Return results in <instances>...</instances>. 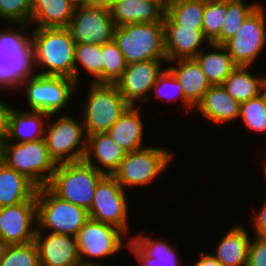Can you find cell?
<instances>
[{
    "mask_svg": "<svg viewBox=\"0 0 266 266\" xmlns=\"http://www.w3.org/2000/svg\"><path fill=\"white\" fill-rule=\"evenodd\" d=\"M171 157L167 150L157 147L127 152L112 176L123 188L148 185L170 164Z\"/></svg>",
    "mask_w": 266,
    "mask_h": 266,
    "instance_id": "8",
    "label": "cell"
},
{
    "mask_svg": "<svg viewBox=\"0 0 266 266\" xmlns=\"http://www.w3.org/2000/svg\"><path fill=\"white\" fill-rule=\"evenodd\" d=\"M133 254L137 256L142 266H178V256L175 248L166 241L142 236L134 237L129 243Z\"/></svg>",
    "mask_w": 266,
    "mask_h": 266,
    "instance_id": "21",
    "label": "cell"
},
{
    "mask_svg": "<svg viewBox=\"0 0 266 266\" xmlns=\"http://www.w3.org/2000/svg\"><path fill=\"white\" fill-rule=\"evenodd\" d=\"M36 204L39 227L50 228L53 233L76 237L89 219L88 211L62 200L47 186L37 189Z\"/></svg>",
    "mask_w": 266,
    "mask_h": 266,
    "instance_id": "6",
    "label": "cell"
},
{
    "mask_svg": "<svg viewBox=\"0 0 266 266\" xmlns=\"http://www.w3.org/2000/svg\"><path fill=\"white\" fill-rule=\"evenodd\" d=\"M12 108L0 101V143H3L8 134L9 115Z\"/></svg>",
    "mask_w": 266,
    "mask_h": 266,
    "instance_id": "41",
    "label": "cell"
},
{
    "mask_svg": "<svg viewBox=\"0 0 266 266\" xmlns=\"http://www.w3.org/2000/svg\"><path fill=\"white\" fill-rule=\"evenodd\" d=\"M215 52L203 53L200 51L195 60L207 77L211 85H222L225 79L238 66L223 45L209 43Z\"/></svg>",
    "mask_w": 266,
    "mask_h": 266,
    "instance_id": "29",
    "label": "cell"
},
{
    "mask_svg": "<svg viewBox=\"0 0 266 266\" xmlns=\"http://www.w3.org/2000/svg\"><path fill=\"white\" fill-rule=\"evenodd\" d=\"M166 61L194 59L202 42L207 41L203 28H188L174 24L166 15L163 19Z\"/></svg>",
    "mask_w": 266,
    "mask_h": 266,
    "instance_id": "18",
    "label": "cell"
},
{
    "mask_svg": "<svg viewBox=\"0 0 266 266\" xmlns=\"http://www.w3.org/2000/svg\"><path fill=\"white\" fill-rule=\"evenodd\" d=\"M40 266H76L81 262L76 237L50 233L42 237L41 228L36 230L34 240Z\"/></svg>",
    "mask_w": 266,
    "mask_h": 266,
    "instance_id": "17",
    "label": "cell"
},
{
    "mask_svg": "<svg viewBox=\"0 0 266 266\" xmlns=\"http://www.w3.org/2000/svg\"><path fill=\"white\" fill-rule=\"evenodd\" d=\"M8 247V244L6 242H4L1 238H0V261L3 258L5 251Z\"/></svg>",
    "mask_w": 266,
    "mask_h": 266,
    "instance_id": "45",
    "label": "cell"
},
{
    "mask_svg": "<svg viewBox=\"0 0 266 266\" xmlns=\"http://www.w3.org/2000/svg\"><path fill=\"white\" fill-rule=\"evenodd\" d=\"M243 226H234L221 239L217 246L216 255L213 257L222 266H247L248 249L250 244Z\"/></svg>",
    "mask_w": 266,
    "mask_h": 266,
    "instance_id": "27",
    "label": "cell"
},
{
    "mask_svg": "<svg viewBox=\"0 0 266 266\" xmlns=\"http://www.w3.org/2000/svg\"><path fill=\"white\" fill-rule=\"evenodd\" d=\"M20 112L12 108L9 115L8 134L5 141L19 140L17 143L31 142L44 138L43 118H50L52 114L43 111Z\"/></svg>",
    "mask_w": 266,
    "mask_h": 266,
    "instance_id": "23",
    "label": "cell"
},
{
    "mask_svg": "<svg viewBox=\"0 0 266 266\" xmlns=\"http://www.w3.org/2000/svg\"><path fill=\"white\" fill-rule=\"evenodd\" d=\"M37 222L36 194L28 201L0 208V238L8 245L26 244L35 240Z\"/></svg>",
    "mask_w": 266,
    "mask_h": 266,
    "instance_id": "15",
    "label": "cell"
},
{
    "mask_svg": "<svg viewBox=\"0 0 266 266\" xmlns=\"http://www.w3.org/2000/svg\"><path fill=\"white\" fill-rule=\"evenodd\" d=\"M23 85H26V98L32 111L54 115L68 103L76 82L68 77L35 73L23 80Z\"/></svg>",
    "mask_w": 266,
    "mask_h": 266,
    "instance_id": "9",
    "label": "cell"
},
{
    "mask_svg": "<svg viewBox=\"0 0 266 266\" xmlns=\"http://www.w3.org/2000/svg\"><path fill=\"white\" fill-rule=\"evenodd\" d=\"M262 6L245 19L223 46L238 66H251L266 45V20Z\"/></svg>",
    "mask_w": 266,
    "mask_h": 266,
    "instance_id": "13",
    "label": "cell"
},
{
    "mask_svg": "<svg viewBox=\"0 0 266 266\" xmlns=\"http://www.w3.org/2000/svg\"><path fill=\"white\" fill-rule=\"evenodd\" d=\"M103 83H116L126 69L124 56L114 39L102 45Z\"/></svg>",
    "mask_w": 266,
    "mask_h": 266,
    "instance_id": "35",
    "label": "cell"
},
{
    "mask_svg": "<svg viewBox=\"0 0 266 266\" xmlns=\"http://www.w3.org/2000/svg\"><path fill=\"white\" fill-rule=\"evenodd\" d=\"M91 153L94 154L98 160L97 162L104 167L102 169L103 174L113 175L119 168L127 152L107 132H99L87 136L85 156H90Z\"/></svg>",
    "mask_w": 266,
    "mask_h": 266,
    "instance_id": "28",
    "label": "cell"
},
{
    "mask_svg": "<svg viewBox=\"0 0 266 266\" xmlns=\"http://www.w3.org/2000/svg\"><path fill=\"white\" fill-rule=\"evenodd\" d=\"M240 117L251 130L266 131V86L261 94L241 103Z\"/></svg>",
    "mask_w": 266,
    "mask_h": 266,
    "instance_id": "34",
    "label": "cell"
},
{
    "mask_svg": "<svg viewBox=\"0 0 266 266\" xmlns=\"http://www.w3.org/2000/svg\"><path fill=\"white\" fill-rule=\"evenodd\" d=\"M75 6L69 0H32L30 24L37 28L68 27Z\"/></svg>",
    "mask_w": 266,
    "mask_h": 266,
    "instance_id": "26",
    "label": "cell"
},
{
    "mask_svg": "<svg viewBox=\"0 0 266 266\" xmlns=\"http://www.w3.org/2000/svg\"><path fill=\"white\" fill-rule=\"evenodd\" d=\"M30 41L33 46V65L44 64L49 69L38 74L75 80L76 43L67 27L36 28Z\"/></svg>",
    "mask_w": 266,
    "mask_h": 266,
    "instance_id": "2",
    "label": "cell"
},
{
    "mask_svg": "<svg viewBox=\"0 0 266 266\" xmlns=\"http://www.w3.org/2000/svg\"><path fill=\"white\" fill-rule=\"evenodd\" d=\"M76 266H101L99 264H82L80 263L79 265H76Z\"/></svg>",
    "mask_w": 266,
    "mask_h": 266,
    "instance_id": "48",
    "label": "cell"
},
{
    "mask_svg": "<svg viewBox=\"0 0 266 266\" xmlns=\"http://www.w3.org/2000/svg\"><path fill=\"white\" fill-rule=\"evenodd\" d=\"M247 266H266V238L256 236L250 241Z\"/></svg>",
    "mask_w": 266,
    "mask_h": 266,
    "instance_id": "40",
    "label": "cell"
},
{
    "mask_svg": "<svg viewBox=\"0 0 266 266\" xmlns=\"http://www.w3.org/2000/svg\"><path fill=\"white\" fill-rule=\"evenodd\" d=\"M196 107L205 118L220 124L239 118L241 103L235 100L222 85H212Z\"/></svg>",
    "mask_w": 266,
    "mask_h": 266,
    "instance_id": "20",
    "label": "cell"
},
{
    "mask_svg": "<svg viewBox=\"0 0 266 266\" xmlns=\"http://www.w3.org/2000/svg\"><path fill=\"white\" fill-rule=\"evenodd\" d=\"M0 266H40L35 242L8 245Z\"/></svg>",
    "mask_w": 266,
    "mask_h": 266,
    "instance_id": "37",
    "label": "cell"
},
{
    "mask_svg": "<svg viewBox=\"0 0 266 266\" xmlns=\"http://www.w3.org/2000/svg\"><path fill=\"white\" fill-rule=\"evenodd\" d=\"M226 14V0H204L203 33L210 43L219 36Z\"/></svg>",
    "mask_w": 266,
    "mask_h": 266,
    "instance_id": "36",
    "label": "cell"
},
{
    "mask_svg": "<svg viewBox=\"0 0 266 266\" xmlns=\"http://www.w3.org/2000/svg\"><path fill=\"white\" fill-rule=\"evenodd\" d=\"M67 28L75 43L103 45L113 40L115 24L109 8L89 3L74 8Z\"/></svg>",
    "mask_w": 266,
    "mask_h": 266,
    "instance_id": "10",
    "label": "cell"
},
{
    "mask_svg": "<svg viewBox=\"0 0 266 266\" xmlns=\"http://www.w3.org/2000/svg\"><path fill=\"white\" fill-rule=\"evenodd\" d=\"M75 7L92 3V0H69Z\"/></svg>",
    "mask_w": 266,
    "mask_h": 266,
    "instance_id": "46",
    "label": "cell"
},
{
    "mask_svg": "<svg viewBox=\"0 0 266 266\" xmlns=\"http://www.w3.org/2000/svg\"><path fill=\"white\" fill-rule=\"evenodd\" d=\"M256 236L266 238V203L254 219Z\"/></svg>",
    "mask_w": 266,
    "mask_h": 266,
    "instance_id": "42",
    "label": "cell"
},
{
    "mask_svg": "<svg viewBox=\"0 0 266 266\" xmlns=\"http://www.w3.org/2000/svg\"><path fill=\"white\" fill-rule=\"evenodd\" d=\"M75 82L78 81L76 64L80 62L82 68L93 75L92 82L103 83L102 45L76 43L75 45Z\"/></svg>",
    "mask_w": 266,
    "mask_h": 266,
    "instance_id": "33",
    "label": "cell"
},
{
    "mask_svg": "<svg viewBox=\"0 0 266 266\" xmlns=\"http://www.w3.org/2000/svg\"><path fill=\"white\" fill-rule=\"evenodd\" d=\"M2 147L3 163L8 167L25 175L38 188L49 184L58 164L50 156L44 138L24 143L4 141Z\"/></svg>",
    "mask_w": 266,
    "mask_h": 266,
    "instance_id": "4",
    "label": "cell"
},
{
    "mask_svg": "<svg viewBox=\"0 0 266 266\" xmlns=\"http://www.w3.org/2000/svg\"><path fill=\"white\" fill-rule=\"evenodd\" d=\"M258 6V4H248L247 6L243 0H226V14L220 36L213 43L223 45L231 39L240 25Z\"/></svg>",
    "mask_w": 266,
    "mask_h": 266,
    "instance_id": "32",
    "label": "cell"
},
{
    "mask_svg": "<svg viewBox=\"0 0 266 266\" xmlns=\"http://www.w3.org/2000/svg\"><path fill=\"white\" fill-rule=\"evenodd\" d=\"M115 26L163 22L165 0H119L110 8Z\"/></svg>",
    "mask_w": 266,
    "mask_h": 266,
    "instance_id": "19",
    "label": "cell"
},
{
    "mask_svg": "<svg viewBox=\"0 0 266 266\" xmlns=\"http://www.w3.org/2000/svg\"><path fill=\"white\" fill-rule=\"evenodd\" d=\"M37 189L38 187L25 175L5 163L0 165V208L30 200Z\"/></svg>",
    "mask_w": 266,
    "mask_h": 266,
    "instance_id": "22",
    "label": "cell"
},
{
    "mask_svg": "<svg viewBox=\"0 0 266 266\" xmlns=\"http://www.w3.org/2000/svg\"><path fill=\"white\" fill-rule=\"evenodd\" d=\"M119 0H92V3L98 4L105 8H111Z\"/></svg>",
    "mask_w": 266,
    "mask_h": 266,
    "instance_id": "44",
    "label": "cell"
},
{
    "mask_svg": "<svg viewBox=\"0 0 266 266\" xmlns=\"http://www.w3.org/2000/svg\"><path fill=\"white\" fill-rule=\"evenodd\" d=\"M32 0H0V18L20 23L22 31L30 24Z\"/></svg>",
    "mask_w": 266,
    "mask_h": 266,
    "instance_id": "38",
    "label": "cell"
},
{
    "mask_svg": "<svg viewBox=\"0 0 266 266\" xmlns=\"http://www.w3.org/2000/svg\"><path fill=\"white\" fill-rule=\"evenodd\" d=\"M165 15L176 25L203 28L204 0H169Z\"/></svg>",
    "mask_w": 266,
    "mask_h": 266,
    "instance_id": "31",
    "label": "cell"
},
{
    "mask_svg": "<svg viewBox=\"0 0 266 266\" xmlns=\"http://www.w3.org/2000/svg\"><path fill=\"white\" fill-rule=\"evenodd\" d=\"M104 176L91 156H85L81 161L58 164L47 187L62 200L89 211L95 188Z\"/></svg>",
    "mask_w": 266,
    "mask_h": 266,
    "instance_id": "1",
    "label": "cell"
},
{
    "mask_svg": "<svg viewBox=\"0 0 266 266\" xmlns=\"http://www.w3.org/2000/svg\"><path fill=\"white\" fill-rule=\"evenodd\" d=\"M33 46L30 36L18 31L0 32V87H20L32 76Z\"/></svg>",
    "mask_w": 266,
    "mask_h": 266,
    "instance_id": "7",
    "label": "cell"
},
{
    "mask_svg": "<svg viewBox=\"0 0 266 266\" xmlns=\"http://www.w3.org/2000/svg\"><path fill=\"white\" fill-rule=\"evenodd\" d=\"M113 39L127 65L152 59L166 60L163 22L115 26Z\"/></svg>",
    "mask_w": 266,
    "mask_h": 266,
    "instance_id": "3",
    "label": "cell"
},
{
    "mask_svg": "<svg viewBox=\"0 0 266 266\" xmlns=\"http://www.w3.org/2000/svg\"><path fill=\"white\" fill-rule=\"evenodd\" d=\"M3 163V147L2 143H0V165Z\"/></svg>",
    "mask_w": 266,
    "mask_h": 266,
    "instance_id": "47",
    "label": "cell"
},
{
    "mask_svg": "<svg viewBox=\"0 0 266 266\" xmlns=\"http://www.w3.org/2000/svg\"><path fill=\"white\" fill-rule=\"evenodd\" d=\"M250 66H237L222 86L238 102L252 99L264 91L266 77L256 78L248 72Z\"/></svg>",
    "mask_w": 266,
    "mask_h": 266,
    "instance_id": "30",
    "label": "cell"
},
{
    "mask_svg": "<svg viewBox=\"0 0 266 266\" xmlns=\"http://www.w3.org/2000/svg\"><path fill=\"white\" fill-rule=\"evenodd\" d=\"M123 234L125 233L113 225L89 218L76 236L80 262L96 264L83 262L84 255L88 258H102L115 254L122 247Z\"/></svg>",
    "mask_w": 266,
    "mask_h": 266,
    "instance_id": "14",
    "label": "cell"
},
{
    "mask_svg": "<svg viewBox=\"0 0 266 266\" xmlns=\"http://www.w3.org/2000/svg\"><path fill=\"white\" fill-rule=\"evenodd\" d=\"M88 215L90 219L113 225L125 234L128 232L127 198L124 188L112 175H105L98 182Z\"/></svg>",
    "mask_w": 266,
    "mask_h": 266,
    "instance_id": "11",
    "label": "cell"
},
{
    "mask_svg": "<svg viewBox=\"0 0 266 266\" xmlns=\"http://www.w3.org/2000/svg\"><path fill=\"white\" fill-rule=\"evenodd\" d=\"M178 62V68L168 69L181 84L185 98L196 107L212 85L195 59H180Z\"/></svg>",
    "mask_w": 266,
    "mask_h": 266,
    "instance_id": "24",
    "label": "cell"
},
{
    "mask_svg": "<svg viewBox=\"0 0 266 266\" xmlns=\"http://www.w3.org/2000/svg\"><path fill=\"white\" fill-rule=\"evenodd\" d=\"M48 127L44 139L50 156L57 164L84 160L87 150V134L83 124H79L69 116H62ZM83 134L86 140L82 138ZM82 139L86 141L82 144L83 146L81 145Z\"/></svg>",
    "mask_w": 266,
    "mask_h": 266,
    "instance_id": "12",
    "label": "cell"
},
{
    "mask_svg": "<svg viewBox=\"0 0 266 266\" xmlns=\"http://www.w3.org/2000/svg\"><path fill=\"white\" fill-rule=\"evenodd\" d=\"M83 111L87 136L107 132L131 106L121 95L116 83L92 82Z\"/></svg>",
    "mask_w": 266,
    "mask_h": 266,
    "instance_id": "5",
    "label": "cell"
},
{
    "mask_svg": "<svg viewBox=\"0 0 266 266\" xmlns=\"http://www.w3.org/2000/svg\"><path fill=\"white\" fill-rule=\"evenodd\" d=\"M170 85L171 88H174L173 95L167 96L165 94L166 92L164 91L166 87ZM154 89L155 91V96L158 98H167L168 101H171L172 99L176 100V98L181 99L184 104H186V108H193L194 106L185 98L184 93H183V88L179 81L176 79L174 74L167 68L166 70L163 71V73L158 77V80L156 83L153 85L152 90ZM163 90V92H161ZM167 96V97H166Z\"/></svg>",
    "mask_w": 266,
    "mask_h": 266,
    "instance_id": "39",
    "label": "cell"
},
{
    "mask_svg": "<svg viewBox=\"0 0 266 266\" xmlns=\"http://www.w3.org/2000/svg\"><path fill=\"white\" fill-rule=\"evenodd\" d=\"M126 152L142 149L143 122L135 106H130L107 131Z\"/></svg>",
    "mask_w": 266,
    "mask_h": 266,
    "instance_id": "25",
    "label": "cell"
},
{
    "mask_svg": "<svg viewBox=\"0 0 266 266\" xmlns=\"http://www.w3.org/2000/svg\"><path fill=\"white\" fill-rule=\"evenodd\" d=\"M161 60L152 59L148 61L128 64L121 78L116 85L123 98L131 105L138 99H142L152 90L158 77L163 73L161 70Z\"/></svg>",
    "mask_w": 266,
    "mask_h": 266,
    "instance_id": "16",
    "label": "cell"
},
{
    "mask_svg": "<svg viewBox=\"0 0 266 266\" xmlns=\"http://www.w3.org/2000/svg\"><path fill=\"white\" fill-rule=\"evenodd\" d=\"M201 259L194 266H222L213 255H204V252L200 253Z\"/></svg>",
    "mask_w": 266,
    "mask_h": 266,
    "instance_id": "43",
    "label": "cell"
}]
</instances>
